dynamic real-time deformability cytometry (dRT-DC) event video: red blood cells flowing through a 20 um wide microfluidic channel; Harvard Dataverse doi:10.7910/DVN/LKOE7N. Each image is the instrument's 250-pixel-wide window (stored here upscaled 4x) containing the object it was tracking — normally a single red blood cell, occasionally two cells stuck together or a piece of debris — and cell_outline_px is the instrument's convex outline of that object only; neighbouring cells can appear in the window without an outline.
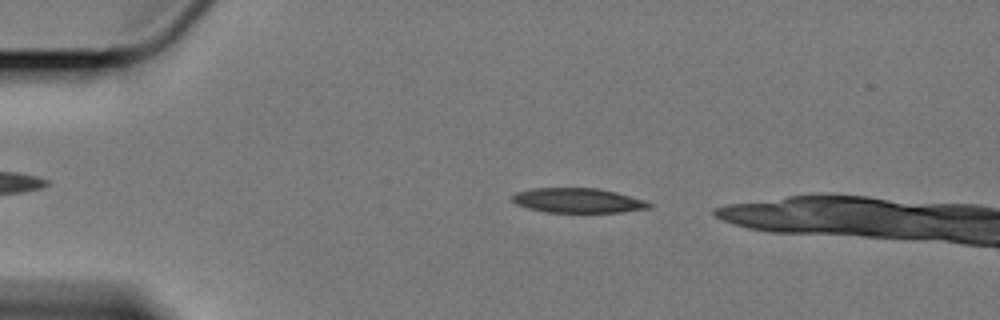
{"species": "Egyptian fruit bat (a non-hibernating species)", "species_latin": "Rousettus aegyptiacus", "temperature_condition": "cold", "stored_images_in_passage": 44, "camera_frame_rate_fps": 3000, "um_per_image_px": 0.085, "animal": {"sex": "female"}, "frame": {"image": 1, "passage_image": 5, "time_ms": 1.333, "image_size_px": [1000, 320], "cell_outline_px": [[652, 208], [624, 212], [544, 212], [528, 208], [516, 204], [512, 200], [512, 196], [516, 192], [532, 188], [596, 188], [616, 192], [644, 200], [652, 204]], "centroid_in_image_um": [49.13, 17.04], "position_along_channel_um": 35.9, "area_um2": 19.71}}
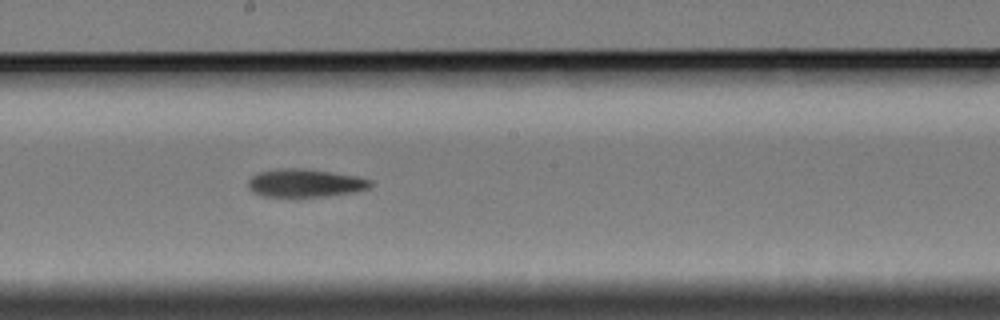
{"frame": {"image": 2, "passage_image": 25, "time_ms": 8.0, "image_size_px": [1000, 320], "cell_outline_px": [[372, 184], [368, 188], [356, 192], [328, 196], [264, 196], [252, 192], [248, 188], [248, 180], [256, 172], [276, 168], [308, 168], [356, 176], [372, 180]], "centroid_in_image_um": [25.91, 15.54], "position_along_channel_um": 222.3, "area_um2": 20.23}}
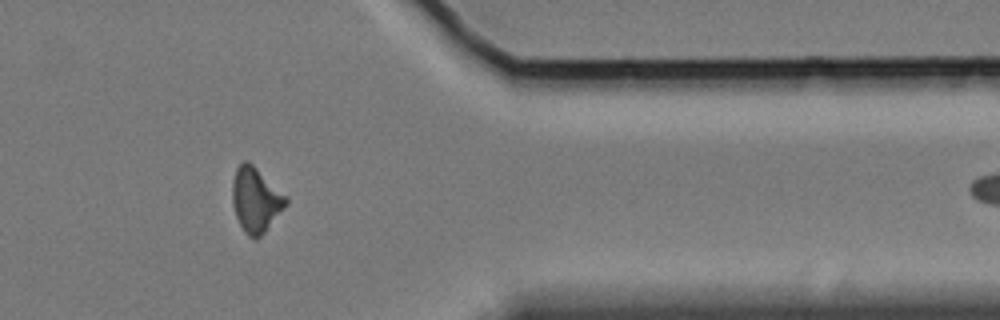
{"frame": {"image": 3, "passage_image": 41, "time_ms": 13.333, "image_size_px": [1000, 320], "cell_outline_px": [[288, 204], [264, 232], [256, 240], [248, 236], [244, 232], [236, 216], [232, 204], [232, 180], [236, 168], [244, 160], [248, 160], [288, 196]], "centroid_in_image_um": [21.74, 16.97], "position_along_channel_um": 389.7, "area_um2": 20.4}}